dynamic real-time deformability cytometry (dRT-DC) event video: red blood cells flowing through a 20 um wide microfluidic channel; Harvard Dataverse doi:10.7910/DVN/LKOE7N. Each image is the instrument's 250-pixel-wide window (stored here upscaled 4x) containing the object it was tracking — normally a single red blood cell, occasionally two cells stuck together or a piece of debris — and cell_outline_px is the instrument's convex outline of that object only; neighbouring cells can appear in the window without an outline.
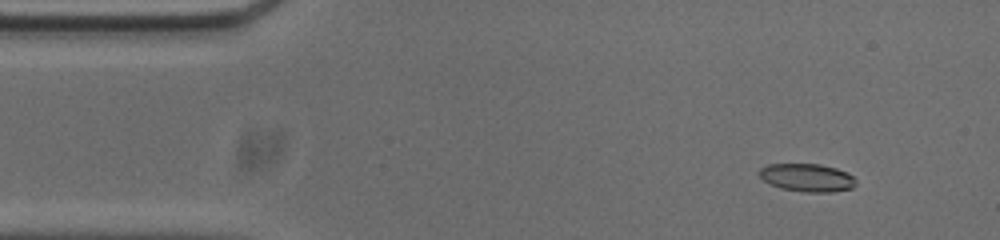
{"species": "common noctule bat (a hibernating species)", "species_latin": "Nyctalus noctula", "temperature_condition": "cold", "stored_images_in_passage": 54, "camera_frame_rate_fps": 3000, "um_per_image_px": 0.085, "animal": {"sex": "male", "body_mass_g": 20.0, "forearm_length_mm": 53.3}, "frame": {"image": 1, "passage_image": 5, "time_ms": 1.333, "image_size_px": [1000, 240], "cell_outline_px": [[856, 184], [852, 188], [832, 192], [804, 192], [780, 188], [764, 180], [760, 176], [760, 168], [768, 164], [820, 164], [836, 168], [848, 172], [856, 180]], "centroid_in_image_um": [68.64, 15.1], "position_along_channel_um": 16.4, "area_um2": 15.72}}
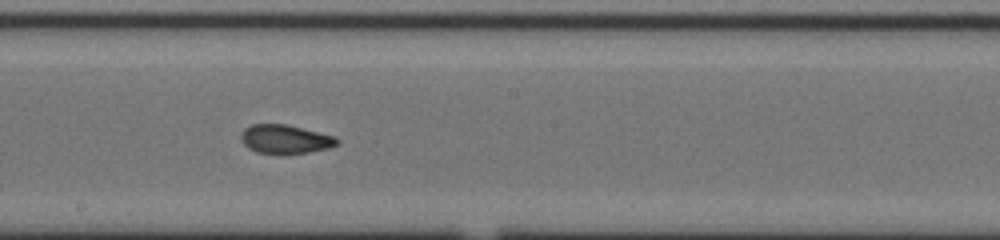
{"frame": {"image": 2, "passage_image": 28, "time_ms": 9.0, "image_size_px": [1000, 240], "cell_outline_px": [[340, 140], [336, 144], [328, 148], [308, 152], [256, 152], [248, 148], [240, 140], [240, 132], [244, 128], [252, 124], [288, 124], [336, 136]], "centroid_in_image_um": [24.22, 11.79], "position_along_channel_um": 224.0, "area_um2": 15.95}}
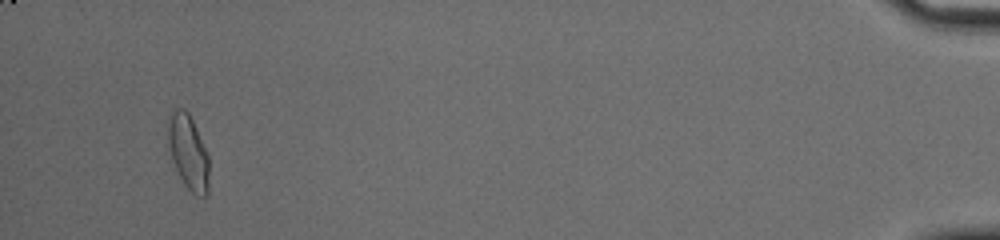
{"frame": {"image": 3, "passage_image": 51, "time_ms": 16.667, "image_size_px": [1000, 240], "cell_outline_px": [[208, 196], [196, 196], [184, 184], [172, 160], [168, 144], [168, 116], [176, 108], [184, 108], [188, 112], [192, 120], [208, 156]], "centroid_in_image_um": [15.99, 12.93], "position_along_channel_um": 419.2, "area_um2": 17.57}, "authors_computed_cell_mechanics": {"area_um2": 16.5019, "velocity_mm_per_s": 3.7104, "shape_relaxation_time_tau1_ms": null, "shape_relaxation_time_tau2_ms": 1.7821, "deformation_change_tau1": null, "deformation_change_tau2": 0.0506}}